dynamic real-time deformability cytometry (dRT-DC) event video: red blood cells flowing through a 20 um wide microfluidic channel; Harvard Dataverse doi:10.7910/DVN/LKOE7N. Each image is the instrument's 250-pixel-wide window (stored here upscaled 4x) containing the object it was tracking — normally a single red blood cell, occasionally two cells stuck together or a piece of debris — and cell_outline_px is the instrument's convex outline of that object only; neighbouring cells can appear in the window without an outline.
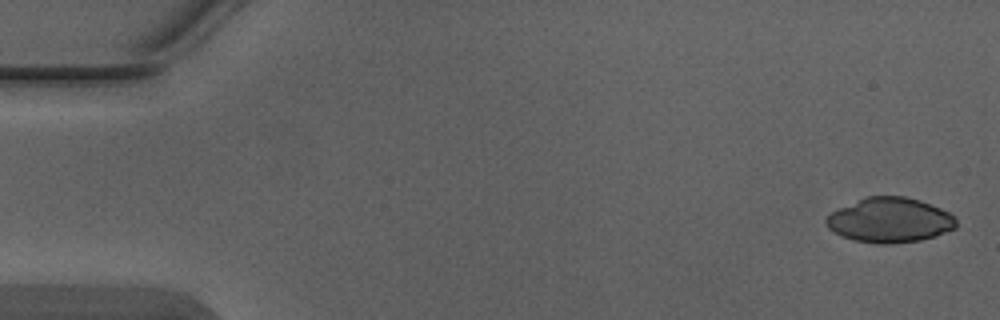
{"species": "Egyptian fruit bat (a non-hibernating species)", "species_latin": "Rousettus aegyptiacus", "temperature_condition": "warm", "stored_images_in_passage": 6, "camera_frame_rate_fps": 3000, "um_per_image_px": 0.085, "animal": {"sex": "male"}, "frame": {"image": 1, "passage_image": 1, "time_ms": 0.0, "image_size_px": [1000, 320], "cell_outline_px": [[956, 228], [936, 236], [920, 240], [892, 244], [876, 244], [856, 240], [840, 236], [828, 228], [824, 220], [832, 212], [840, 208], [868, 196], [904, 196], [920, 200], [940, 208], [956, 216]], "centroid_in_image_um": [75.66, 18.72], "position_along_channel_um": 9.3, "area_um2": 33.93}}